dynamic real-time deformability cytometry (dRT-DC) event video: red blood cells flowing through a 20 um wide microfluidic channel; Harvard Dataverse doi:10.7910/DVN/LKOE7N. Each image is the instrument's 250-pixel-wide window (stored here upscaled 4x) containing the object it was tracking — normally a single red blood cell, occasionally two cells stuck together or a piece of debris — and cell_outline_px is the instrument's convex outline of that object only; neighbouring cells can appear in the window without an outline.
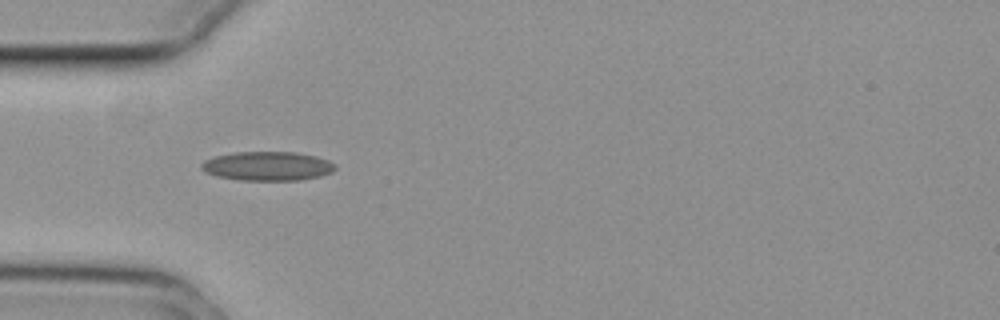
{"species": "common noctule bat (a hibernating species)", "species_latin": "Nyctalus noctula", "temperature_condition": "cold", "stored_images_in_passage": 33, "camera_frame_rate_fps": 3000, "um_per_image_px": 0.085, "animal": {"sex": "female", "body_mass_g": 29.2, "forearm_length_mm": 56.3}, "frame": {"image": 1, "passage_image": 1, "time_ms": 0.0, "image_size_px": [1000, 320], "cell_outline_px": [[336, 168], [332, 172], [320, 176], [300, 180], [240, 180], [216, 176], [204, 172], [200, 168], [200, 164], [204, 160], [216, 156], [236, 152], [296, 152], [316, 156], [328, 160], [336, 164]], "centroid_in_image_um": [22.73, 14.12], "position_along_channel_um": 62.3, "area_um2": 22.77}}
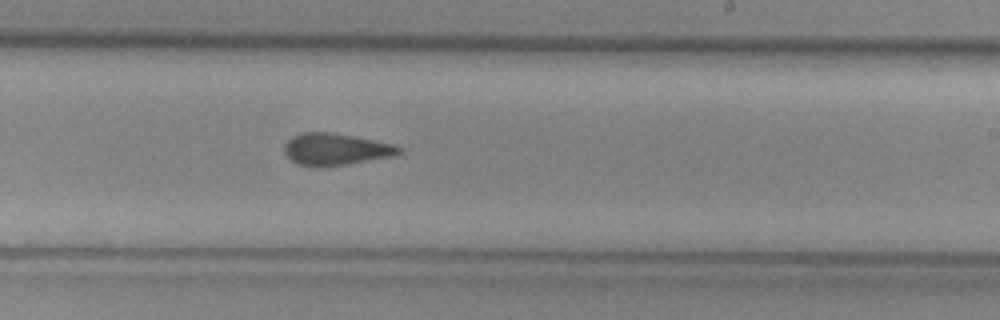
{"frame": {"image": 2, "passage_image": 17, "time_ms": 5.333, "image_size_px": [1000, 320], "cell_outline_px": [[404, 152], [392, 156], [348, 164], [320, 168], [316, 168], [300, 164], [292, 160], [284, 152], [284, 144], [292, 136], [304, 132], [332, 132], [396, 144], [404, 148]], "centroid_in_image_um": [28.57, 12.69], "position_along_channel_um": 260.4, "area_um2": 21.56}}
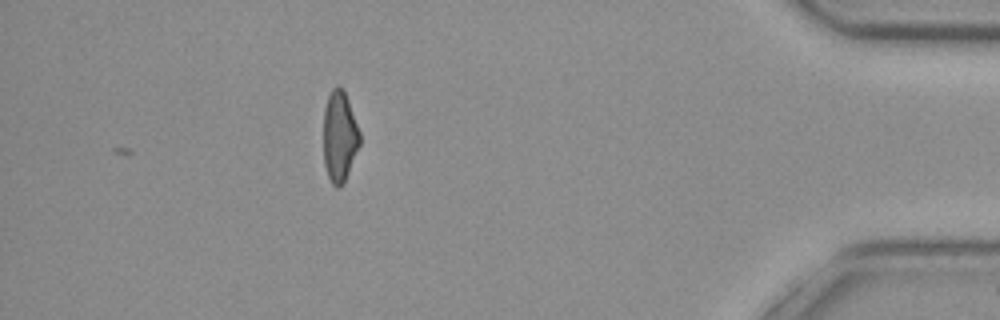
{"frame": {"image": 3, "passage_image": 33, "time_ms": 10.667, "image_size_px": [1000, 320], "cell_outline_px": [[360, 144], [344, 184], [340, 188], [336, 188], [332, 184], [328, 176], [324, 164], [324, 108], [328, 96], [332, 88], [336, 84], [344, 88], [360, 132]], "centroid_in_image_um": [28.86, 11.59], "position_along_channel_um": 406.3, "area_um2": 19.48}, "authors_computed_cell_mechanics": {"area_um2": 21.0392, "velocity_mm_per_s": 3.7475, "shape_relaxation_time_tau1_ms": null, "shape_relaxation_time_tau2_ms": 2.5315, "deformation_change_tau1": null, "deformation_change_tau2": 0.1178}}